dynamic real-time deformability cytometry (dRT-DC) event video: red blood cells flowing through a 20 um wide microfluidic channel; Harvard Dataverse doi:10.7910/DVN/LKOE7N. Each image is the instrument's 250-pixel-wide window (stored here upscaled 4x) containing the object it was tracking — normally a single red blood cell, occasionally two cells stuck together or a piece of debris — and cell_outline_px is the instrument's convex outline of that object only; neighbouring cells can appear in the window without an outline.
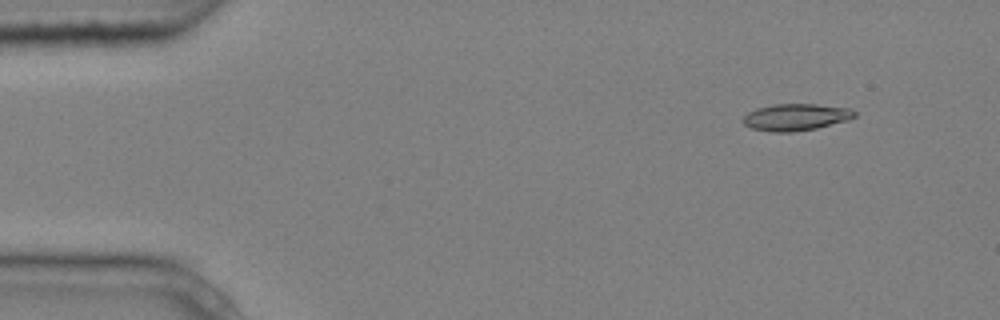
{"species": "common noctule bat (a hibernating species)", "species_latin": "Nyctalus noctula", "temperature_condition": "cold", "stored_images_in_passage": 4, "camera_frame_rate_fps": 3000, "um_per_image_px": 0.085, "animal": {"sex": "male", "body_mass_g": 20.4}, "frame": {"image": 1, "passage_image": 1, "time_ms": 0.0, "image_size_px": [1000, 320], "cell_outline_px": [[856, 116], [848, 120], [816, 128], [792, 132], [772, 132], [752, 128], [744, 124], [744, 116], [748, 112], [756, 108], [772, 104], [816, 104], [852, 108], [856, 112]], "centroid_in_image_um": [67.67, 9.94], "position_along_channel_um": 17.3, "area_um2": 17.46}}